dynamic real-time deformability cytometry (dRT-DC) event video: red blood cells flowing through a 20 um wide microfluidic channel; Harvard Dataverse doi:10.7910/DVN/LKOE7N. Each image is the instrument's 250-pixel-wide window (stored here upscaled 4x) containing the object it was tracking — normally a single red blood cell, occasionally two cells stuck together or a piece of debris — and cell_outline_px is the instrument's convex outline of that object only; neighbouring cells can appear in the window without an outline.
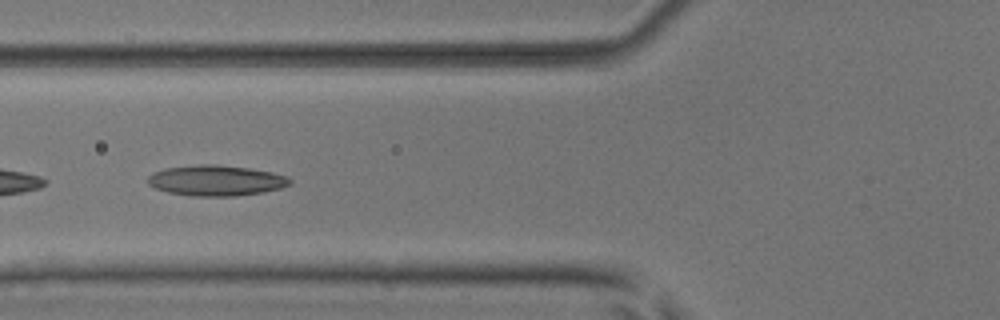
{"species": "common noctule bat (a hibernating species)", "species_latin": "Nyctalus noctula", "temperature_condition": "room temperature", "stored_images_in_passage": 3, "camera_frame_rate_fps": 3000, "um_per_image_px": 0.085, "animal": {"sex": "male", "body_mass_g": 17.9, "forearm_length_mm": 54.2}, "frame": {"image": 1, "passage_image": 3, "time_ms": 3.333, "image_size_px": [1000, 320], "cell_outline_px": [[292, 184], [280, 188], [264, 192], [236, 196], [188, 196], [168, 192], [156, 188], [148, 184], [148, 176], [152, 172], [164, 168], [200, 164], [216, 164], [248, 168], [272, 172], [288, 176], [292, 180]], "centroid_in_image_um": [18.37, 15.34], "position_along_channel_um": 107.4, "area_um2": 25.55}}